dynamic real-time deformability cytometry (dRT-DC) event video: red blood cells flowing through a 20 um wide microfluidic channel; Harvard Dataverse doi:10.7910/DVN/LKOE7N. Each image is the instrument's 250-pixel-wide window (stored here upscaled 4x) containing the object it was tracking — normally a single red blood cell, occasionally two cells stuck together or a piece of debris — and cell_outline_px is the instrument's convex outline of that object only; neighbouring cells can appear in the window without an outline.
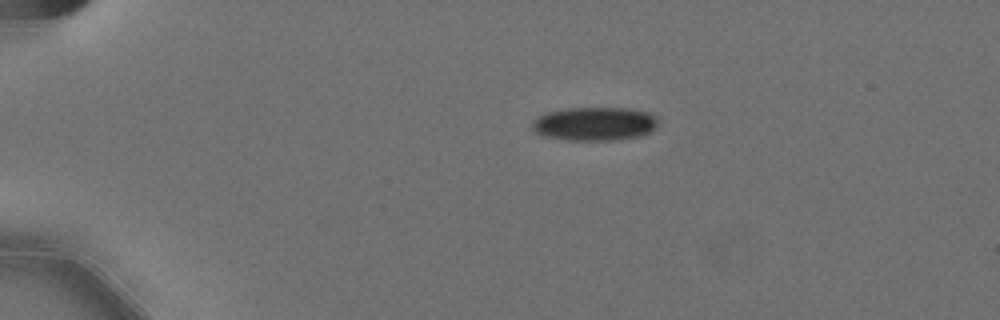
{"species": "Egyptian fruit bat (a non-hibernating species)", "species_latin": "Rousettus aegyptiacus", "temperature_condition": "cold", "stored_images_in_passage": 46, "camera_frame_rate_fps": 3000, "um_per_image_px": 0.085, "animal": {"sex": "female"}, "frame": {"image": 1, "passage_image": 1, "time_ms": 0.0, "image_size_px": [1000, 320], "cell_outline_px": [[656, 124], [648, 132], [640, 136], [616, 140], [568, 140], [544, 136], [532, 132], [532, 120], [544, 112], [568, 108], [628, 108], [648, 112], [656, 116]], "centroid_in_image_um": [50.47, 10.52], "position_along_channel_um": 34.5, "area_um2": 24.74}}
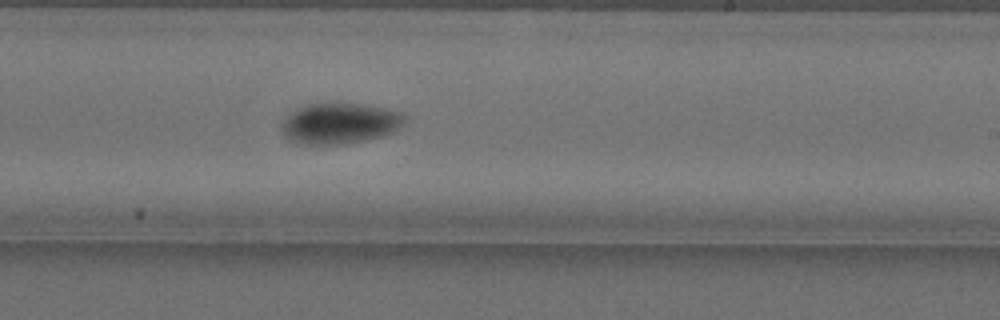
{"frame": {"image": 2, "passage_image": 25, "time_ms": 8.0, "image_size_px": [1000, 320], "cell_outline_px": [[408, 116], [392, 132], [380, 136], [364, 140], [340, 144], [304, 144], [288, 140], [284, 132], [284, 120], [288, 112], [304, 104], [336, 100], [364, 104], [384, 108], [400, 112]], "centroid_in_image_um": [28.84, 10.42], "position_along_channel_um": 260.2, "area_um2": 29.65}}
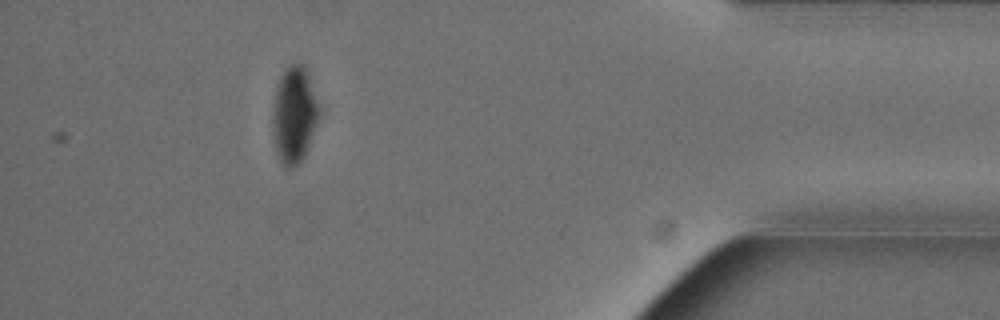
{"frame": {"image": 3, "passage_image": 41, "time_ms": 13.333, "image_size_px": [1000, 320], "cell_outline_px": [[320, 116], [304, 156], [292, 168], [288, 168], [280, 160], [276, 152], [272, 128], [272, 112], [276, 92], [280, 80], [284, 72], [292, 64], [304, 64], [308, 72], [320, 104]], "centroid_in_image_um": [25.03, 9.75], "position_along_channel_um": 410.2, "area_um2": 25.95}, "authors_computed_cell_mechanics": {"area_um2": 27.0215, "velocity_mm_per_s": 3.5769, "shape_relaxation_time_tau1_ms": 3.5341, "shape_relaxation_time_tau2_ms": null, "deformation_change_tau1": 0.1022, "deformation_change_tau2": null}}